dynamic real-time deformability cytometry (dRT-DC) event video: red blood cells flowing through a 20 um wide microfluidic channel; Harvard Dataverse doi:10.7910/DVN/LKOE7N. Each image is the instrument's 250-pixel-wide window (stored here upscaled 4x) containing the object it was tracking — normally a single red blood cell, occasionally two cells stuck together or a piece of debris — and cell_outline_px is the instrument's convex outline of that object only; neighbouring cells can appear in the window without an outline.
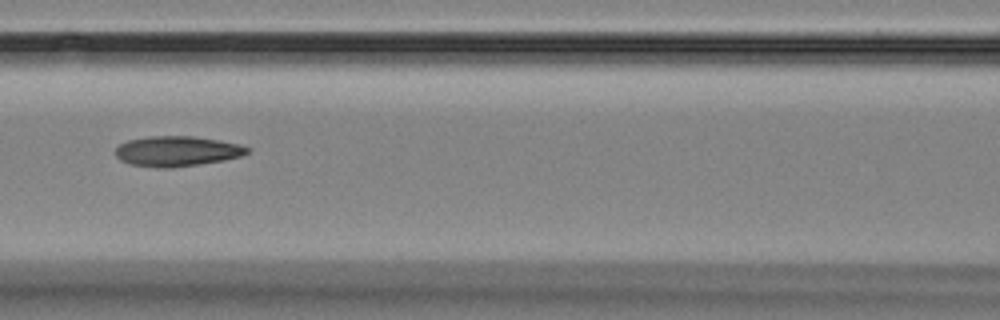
{"species": "Egyptian fruit bat (a non-hibernating species)", "species_latin": "Rousettus aegyptiacus", "temperature_condition": "room temperature", "stored_images_in_passage": 13, "camera_frame_rate_fps": 3000, "um_per_image_px": 0.085, "animal": {"sex": "female"}, "frame": {"image": 1, "passage_image": 6, "time_ms": 5.667, "image_size_px": [1000, 320], "cell_outline_px": [[252, 148], [248, 152], [240, 156], [224, 160], [172, 168], [156, 168], [128, 164], [120, 160], [116, 156], [116, 148], [120, 144], [128, 140], [148, 136], [192, 136], [220, 140], [240, 144]], "centroid_in_image_um": [15.04, 12.85], "position_along_channel_um": 151.6, "area_um2": 23.35}}
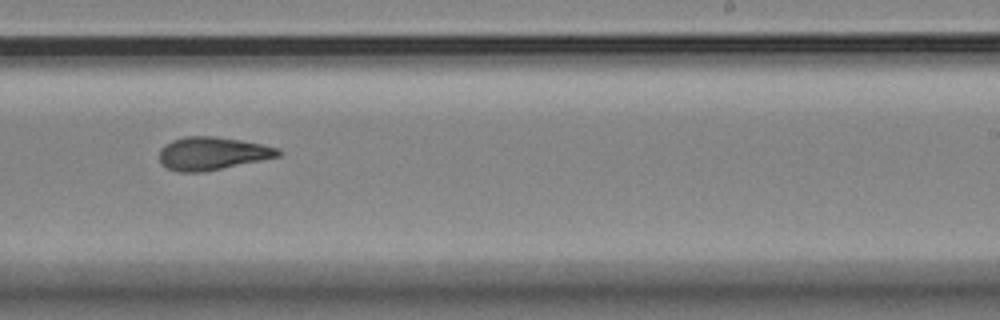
{"frame": {"image": 2, "passage_image": 9, "time_ms": 9.0, "image_size_px": [1000, 320], "cell_outline_px": [[284, 152], [280, 156], [204, 172], [176, 172], [160, 164], [160, 148], [172, 140], [184, 136], [216, 136], [240, 140], [280, 148]], "centroid_in_image_um": [18.04, 13.04], "position_along_channel_um": 271.0, "area_um2": 22.95}}
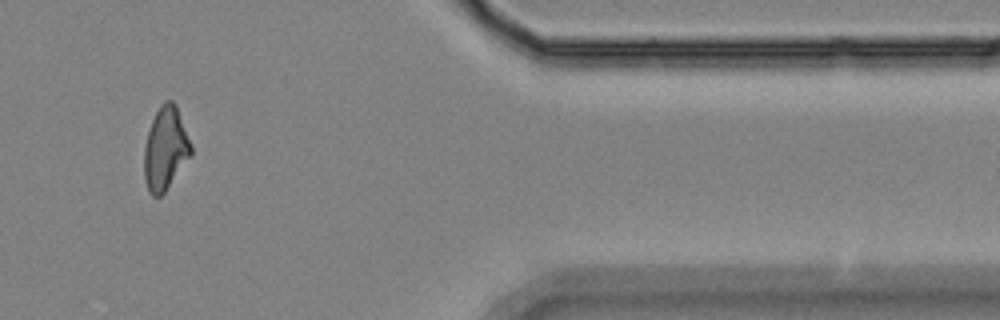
{"frame": {"image": 3, "passage_image": 12, "time_ms": 13.333, "image_size_px": [1000, 320], "cell_outline_px": [[192, 156], [164, 192], [160, 196], [152, 196], [148, 192], [144, 180], [144, 148], [148, 132], [152, 120], [160, 104], [164, 100], [172, 100], [176, 104], [192, 144]], "centroid_in_image_um": [14.07, 12.63], "position_along_channel_um": 397.3, "area_um2": 22.95}, "authors_computed_cell_mechanics": {"area_um2": 22.9466, "velocity_mm_per_s": 3.6017, "shape_relaxation_time_tau1_ms": 6.8615, "shape_relaxation_time_tau2_ms": 2.3292, "deformation_change_tau1": 0.1399, "deformation_change_tau2": 0.1013}}